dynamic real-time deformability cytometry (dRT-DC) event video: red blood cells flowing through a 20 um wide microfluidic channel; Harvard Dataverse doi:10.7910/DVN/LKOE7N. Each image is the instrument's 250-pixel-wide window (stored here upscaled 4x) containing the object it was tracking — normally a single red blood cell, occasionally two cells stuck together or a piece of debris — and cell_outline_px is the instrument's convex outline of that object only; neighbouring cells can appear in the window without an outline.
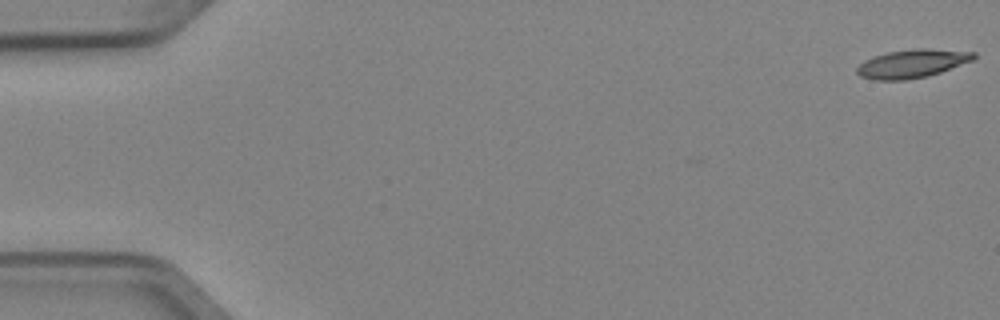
{"species": "Egyptian fruit bat (a non-hibernating species)", "species_latin": "Rousettus aegyptiacus", "temperature_condition": "cold", "stored_images_in_passage": 5, "camera_frame_rate_fps": 3000, "um_per_image_px": 0.085, "animal": {"sex": "female"}, "frame": {"image": 1, "passage_image": 1, "time_ms": 0.0, "image_size_px": [1000, 320], "cell_outline_px": [[976, 56], [972, 60], [940, 72], [928, 76], [904, 80], [872, 80], [860, 76], [856, 72], [856, 68], [864, 60], [872, 56], [888, 52], [916, 48], [928, 48], [976, 52]], "centroid_in_image_um": [77.49, 5.4], "position_along_channel_um": 7.5, "area_um2": 19.36}}
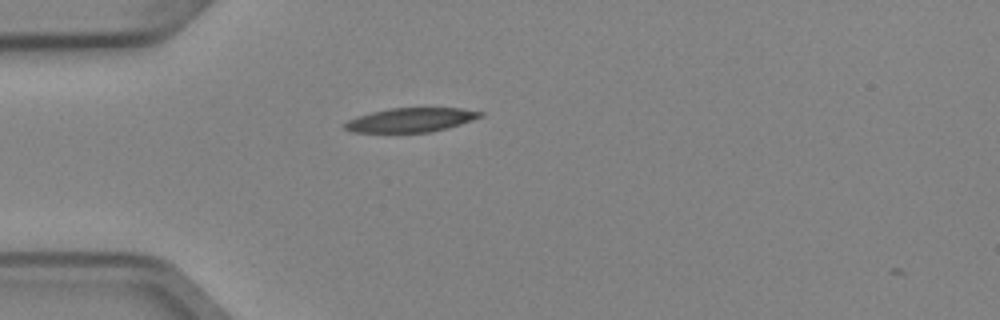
{"frame": {"image": 2, "passage_image": 5, "time_ms": 1.333, "image_size_px": [1000, 320], "cell_outline_px": [[484, 116], [448, 128], [432, 132], [352, 132], [344, 128], [344, 124], [348, 120], [356, 116], [388, 108], [460, 108], [484, 112]], "centroid_in_image_um": [34.93, 10.19], "position_along_channel_um": 50.1, "area_um2": 19.07}}